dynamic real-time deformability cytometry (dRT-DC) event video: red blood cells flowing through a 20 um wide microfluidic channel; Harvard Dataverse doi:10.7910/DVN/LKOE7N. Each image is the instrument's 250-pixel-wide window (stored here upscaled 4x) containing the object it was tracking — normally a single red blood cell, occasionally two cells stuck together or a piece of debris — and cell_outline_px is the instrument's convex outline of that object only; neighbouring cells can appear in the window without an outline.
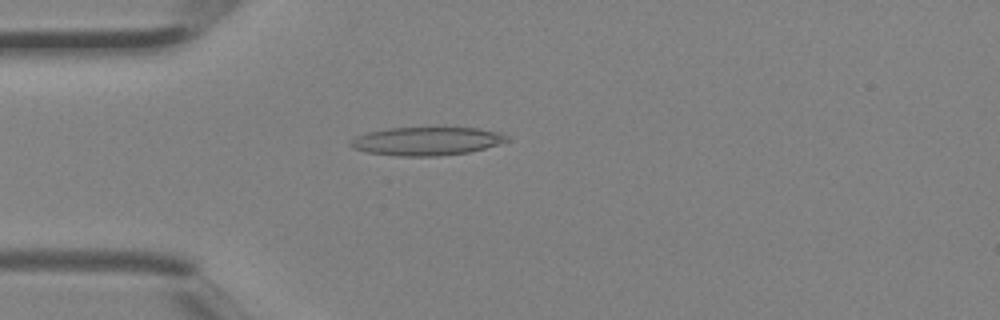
{"species": "Egyptian fruit bat (a non-hibernating species)", "species_latin": "Rousettus aegyptiacus", "temperature_condition": "room temperature", "stored_images_in_passage": 3, "camera_frame_rate_fps": 3000, "um_per_image_px": 0.085, "animal": {"sex": "female"}, "frame": {"image": 1, "passage_image": 3, "time_ms": 0.667, "image_size_px": [1000, 320], "cell_outline_px": [[512, 140], [500, 144], [468, 152], [436, 156], [400, 156], [368, 152], [352, 148], [348, 144], [348, 140], [356, 136], [368, 132], [388, 128], [480, 128], [500, 132], [508, 136]], "centroid_in_image_um": [36.27, 11.99], "position_along_channel_um": 48.7, "area_um2": 25.89}}